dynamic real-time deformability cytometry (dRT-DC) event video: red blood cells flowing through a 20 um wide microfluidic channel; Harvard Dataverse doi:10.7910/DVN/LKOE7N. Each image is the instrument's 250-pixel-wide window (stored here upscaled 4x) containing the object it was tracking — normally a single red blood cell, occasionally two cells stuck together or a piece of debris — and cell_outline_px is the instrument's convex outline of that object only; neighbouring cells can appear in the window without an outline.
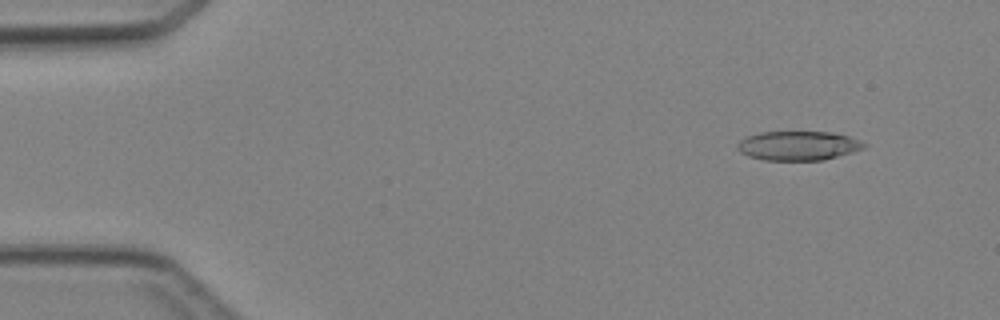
{"species": "Egyptian fruit bat (a non-hibernating species)", "species_latin": "Rousettus aegyptiacus", "temperature_condition": "cold", "stored_images_in_passage": 4, "camera_frame_rate_fps": 3000, "um_per_image_px": 0.085, "animal": {"sex": "female"}, "frame": {"image": 1, "passage_image": 1, "time_ms": 0.0, "image_size_px": [1000, 320], "cell_outline_px": [[868, 144], [864, 148], [852, 152], [824, 160], [764, 160], [748, 156], [740, 152], [736, 148], [736, 144], [744, 136], [760, 132], [832, 132], [848, 136], [860, 140]], "centroid_in_image_um": [67.82, 12.38], "position_along_channel_um": 17.2, "area_um2": 21.73}}
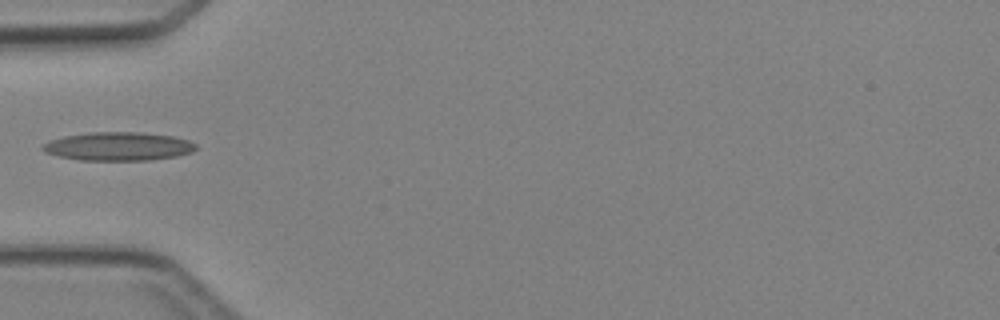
{"frame": {"image": 2, "passage_image": 4, "time_ms": 3.667, "image_size_px": [1000, 320], "cell_outline_px": [[196, 148], [192, 152], [176, 156], [152, 160], [80, 160], [60, 156], [44, 152], [40, 148], [48, 140], [64, 136], [88, 132], [140, 132], [172, 136], [188, 140], [196, 144]], "centroid_in_image_um": [10.04, 12.44], "position_along_channel_um": 75.0, "area_um2": 25.49}}